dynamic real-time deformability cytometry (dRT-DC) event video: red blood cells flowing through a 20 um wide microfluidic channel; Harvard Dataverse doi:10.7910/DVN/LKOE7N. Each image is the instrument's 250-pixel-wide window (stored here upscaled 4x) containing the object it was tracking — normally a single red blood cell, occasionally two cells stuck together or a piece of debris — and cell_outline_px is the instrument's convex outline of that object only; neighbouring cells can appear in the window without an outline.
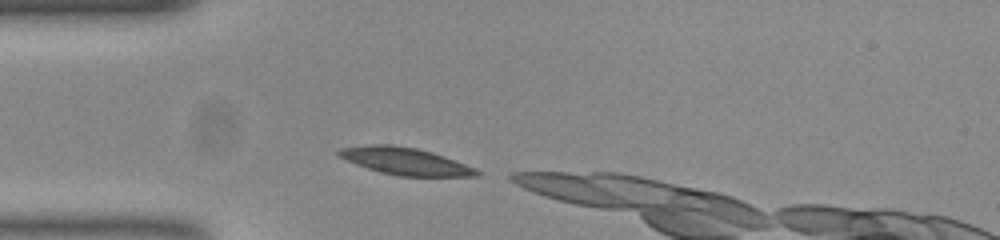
{"species": "common noctule bat (a hibernating species)", "species_latin": "Nyctalus noctula", "temperature_condition": "room temperature", "stored_images_in_passage": 9, "camera_frame_rate_fps": 3000, "um_per_image_px": 0.085, "animal": {"sex": "female", "body_mass_g": 23.0, "forearm_length_mm": 53.4}, "frame": {"image": 1, "passage_image": 1, "time_ms": 0.0, "image_size_px": [1000, 240], "cell_outline_px": [[480, 176], [400, 176], [380, 172], [356, 164], [340, 156], [336, 152], [340, 148], [372, 144], [388, 144], [416, 148], [432, 152], [444, 156], [476, 168], [480, 172]], "centroid_in_image_um": [34.47, 13.7], "position_along_channel_um": 50.5, "area_um2": 21.62}}
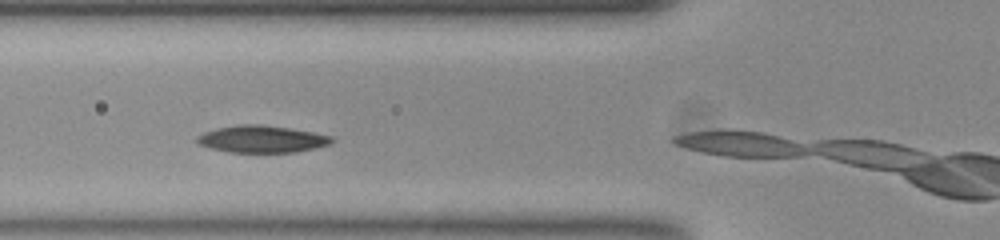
{"frame": {"image": 2, "passage_image": 6, "time_ms": 1.667, "image_size_px": [1000, 240], "cell_outline_px": [[332, 140], [328, 144], [296, 152], [228, 152], [212, 148], [200, 144], [196, 140], [196, 136], [204, 132], [216, 128], [240, 124], [256, 124], [288, 128], [312, 132], [332, 136]], "centroid_in_image_um": [22.2, 11.82], "position_along_channel_um": 103.6, "area_um2": 20.87}}